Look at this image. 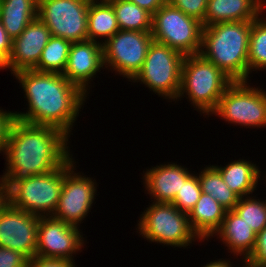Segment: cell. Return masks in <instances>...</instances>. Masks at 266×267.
Segmentation results:
<instances>
[{
  "instance_id": "9a60e30c",
  "label": "cell",
  "mask_w": 266,
  "mask_h": 267,
  "mask_svg": "<svg viewBox=\"0 0 266 267\" xmlns=\"http://www.w3.org/2000/svg\"><path fill=\"white\" fill-rule=\"evenodd\" d=\"M50 37V30L37 17L17 38L13 39L10 58L0 70L10 69L12 74L23 70H33Z\"/></svg>"
},
{
  "instance_id": "83f0119b",
  "label": "cell",
  "mask_w": 266,
  "mask_h": 267,
  "mask_svg": "<svg viewBox=\"0 0 266 267\" xmlns=\"http://www.w3.org/2000/svg\"><path fill=\"white\" fill-rule=\"evenodd\" d=\"M257 198L252 195L240 197L234 208L256 234L266 227V199L264 201Z\"/></svg>"
},
{
  "instance_id": "d6a6232c",
  "label": "cell",
  "mask_w": 266,
  "mask_h": 267,
  "mask_svg": "<svg viewBox=\"0 0 266 267\" xmlns=\"http://www.w3.org/2000/svg\"><path fill=\"white\" fill-rule=\"evenodd\" d=\"M14 120L15 113L13 111H7L0 108V153L3 152L2 155H4L9 130Z\"/></svg>"
},
{
  "instance_id": "5b68a950",
  "label": "cell",
  "mask_w": 266,
  "mask_h": 267,
  "mask_svg": "<svg viewBox=\"0 0 266 267\" xmlns=\"http://www.w3.org/2000/svg\"><path fill=\"white\" fill-rule=\"evenodd\" d=\"M138 222L137 232L149 242L184 249L196 240L202 242L193 231L188 214L179 211L172 203L152 202L142 212Z\"/></svg>"
},
{
  "instance_id": "8992f818",
  "label": "cell",
  "mask_w": 266,
  "mask_h": 267,
  "mask_svg": "<svg viewBox=\"0 0 266 267\" xmlns=\"http://www.w3.org/2000/svg\"><path fill=\"white\" fill-rule=\"evenodd\" d=\"M184 58L181 52L153 41L141 70L130 82L145 84L159 97L175 101L180 92Z\"/></svg>"
},
{
  "instance_id": "836d02e7",
  "label": "cell",
  "mask_w": 266,
  "mask_h": 267,
  "mask_svg": "<svg viewBox=\"0 0 266 267\" xmlns=\"http://www.w3.org/2000/svg\"><path fill=\"white\" fill-rule=\"evenodd\" d=\"M75 262L62 258H44L34 256L28 261V267H75Z\"/></svg>"
},
{
  "instance_id": "e0dca14e",
  "label": "cell",
  "mask_w": 266,
  "mask_h": 267,
  "mask_svg": "<svg viewBox=\"0 0 266 267\" xmlns=\"http://www.w3.org/2000/svg\"><path fill=\"white\" fill-rule=\"evenodd\" d=\"M189 171L188 168L175 162H167V164L146 168V171H143L142 179L151 201L155 203H171L182 188L183 182L192 174Z\"/></svg>"
},
{
  "instance_id": "277c9868",
  "label": "cell",
  "mask_w": 266,
  "mask_h": 267,
  "mask_svg": "<svg viewBox=\"0 0 266 267\" xmlns=\"http://www.w3.org/2000/svg\"><path fill=\"white\" fill-rule=\"evenodd\" d=\"M233 82L215 64L200 54L187 55L182 65L181 87L176 101H181L180 98L184 96L189 99L194 110L204 114V117H209L216 109L224 91Z\"/></svg>"
},
{
  "instance_id": "9c48e42d",
  "label": "cell",
  "mask_w": 266,
  "mask_h": 267,
  "mask_svg": "<svg viewBox=\"0 0 266 267\" xmlns=\"http://www.w3.org/2000/svg\"><path fill=\"white\" fill-rule=\"evenodd\" d=\"M63 182V165L28 179L15 182L8 189L9 204L38 216H52L58 205Z\"/></svg>"
},
{
  "instance_id": "4316f807",
  "label": "cell",
  "mask_w": 266,
  "mask_h": 267,
  "mask_svg": "<svg viewBox=\"0 0 266 267\" xmlns=\"http://www.w3.org/2000/svg\"><path fill=\"white\" fill-rule=\"evenodd\" d=\"M260 17L252 21L249 35L248 78L252 71L266 70V18Z\"/></svg>"
},
{
  "instance_id": "44dd1931",
  "label": "cell",
  "mask_w": 266,
  "mask_h": 267,
  "mask_svg": "<svg viewBox=\"0 0 266 267\" xmlns=\"http://www.w3.org/2000/svg\"><path fill=\"white\" fill-rule=\"evenodd\" d=\"M247 159L229 162L224 167L213 165L221 174L226 185L239 197H246L257 190L261 172L256 164Z\"/></svg>"
},
{
  "instance_id": "d590c367",
  "label": "cell",
  "mask_w": 266,
  "mask_h": 267,
  "mask_svg": "<svg viewBox=\"0 0 266 267\" xmlns=\"http://www.w3.org/2000/svg\"><path fill=\"white\" fill-rule=\"evenodd\" d=\"M137 4L140 8L147 10L152 15L163 6L167 0H128Z\"/></svg>"
},
{
  "instance_id": "8d00e7d4",
  "label": "cell",
  "mask_w": 266,
  "mask_h": 267,
  "mask_svg": "<svg viewBox=\"0 0 266 267\" xmlns=\"http://www.w3.org/2000/svg\"><path fill=\"white\" fill-rule=\"evenodd\" d=\"M9 204L8 188L0 179V212Z\"/></svg>"
},
{
  "instance_id": "8fae6325",
  "label": "cell",
  "mask_w": 266,
  "mask_h": 267,
  "mask_svg": "<svg viewBox=\"0 0 266 267\" xmlns=\"http://www.w3.org/2000/svg\"><path fill=\"white\" fill-rule=\"evenodd\" d=\"M152 42V32L119 30L102 44L104 67L131 81L141 70Z\"/></svg>"
},
{
  "instance_id": "7a4b0ae2",
  "label": "cell",
  "mask_w": 266,
  "mask_h": 267,
  "mask_svg": "<svg viewBox=\"0 0 266 267\" xmlns=\"http://www.w3.org/2000/svg\"><path fill=\"white\" fill-rule=\"evenodd\" d=\"M13 77L20 83L28 102L27 112L14 111L15 119L55 127L70 137L87 95L59 73L23 70Z\"/></svg>"
},
{
  "instance_id": "d6986e66",
  "label": "cell",
  "mask_w": 266,
  "mask_h": 267,
  "mask_svg": "<svg viewBox=\"0 0 266 267\" xmlns=\"http://www.w3.org/2000/svg\"><path fill=\"white\" fill-rule=\"evenodd\" d=\"M235 257L244 262L253 252L257 234L234 210L226 211L220 228L214 233ZM242 256V257H241Z\"/></svg>"
},
{
  "instance_id": "f546056e",
  "label": "cell",
  "mask_w": 266,
  "mask_h": 267,
  "mask_svg": "<svg viewBox=\"0 0 266 267\" xmlns=\"http://www.w3.org/2000/svg\"><path fill=\"white\" fill-rule=\"evenodd\" d=\"M186 15L203 23L208 0H167Z\"/></svg>"
},
{
  "instance_id": "7402d4cb",
  "label": "cell",
  "mask_w": 266,
  "mask_h": 267,
  "mask_svg": "<svg viewBox=\"0 0 266 267\" xmlns=\"http://www.w3.org/2000/svg\"><path fill=\"white\" fill-rule=\"evenodd\" d=\"M37 17L38 0H0V20L12 39Z\"/></svg>"
},
{
  "instance_id": "603a6c76",
  "label": "cell",
  "mask_w": 266,
  "mask_h": 267,
  "mask_svg": "<svg viewBox=\"0 0 266 267\" xmlns=\"http://www.w3.org/2000/svg\"><path fill=\"white\" fill-rule=\"evenodd\" d=\"M118 31L112 5L107 0H91L87 18L88 40L103 44Z\"/></svg>"
},
{
  "instance_id": "30bf717a",
  "label": "cell",
  "mask_w": 266,
  "mask_h": 267,
  "mask_svg": "<svg viewBox=\"0 0 266 267\" xmlns=\"http://www.w3.org/2000/svg\"><path fill=\"white\" fill-rule=\"evenodd\" d=\"M75 164V165H74ZM74 157H70L63 164V182L58 205L54 218L62 220L65 224L79 227L78 225L91 211L95 196L97 195V182L94 178L77 173ZM80 223V224H79Z\"/></svg>"
},
{
  "instance_id": "4fadbf2b",
  "label": "cell",
  "mask_w": 266,
  "mask_h": 267,
  "mask_svg": "<svg viewBox=\"0 0 266 267\" xmlns=\"http://www.w3.org/2000/svg\"><path fill=\"white\" fill-rule=\"evenodd\" d=\"M80 231L79 227L65 224L53 216H41L35 256L62 258L74 262V255L82 251L86 242Z\"/></svg>"
},
{
  "instance_id": "4dcf8cb0",
  "label": "cell",
  "mask_w": 266,
  "mask_h": 267,
  "mask_svg": "<svg viewBox=\"0 0 266 267\" xmlns=\"http://www.w3.org/2000/svg\"><path fill=\"white\" fill-rule=\"evenodd\" d=\"M243 263L246 267H266V227L257 234L255 248Z\"/></svg>"
},
{
  "instance_id": "ac0fdd59",
  "label": "cell",
  "mask_w": 266,
  "mask_h": 267,
  "mask_svg": "<svg viewBox=\"0 0 266 267\" xmlns=\"http://www.w3.org/2000/svg\"><path fill=\"white\" fill-rule=\"evenodd\" d=\"M265 9V0H208L202 26L222 22L254 21Z\"/></svg>"
},
{
  "instance_id": "484cf974",
  "label": "cell",
  "mask_w": 266,
  "mask_h": 267,
  "mask_svg": "<svg viewBox=\"0 0 266 267\" xmlns=\"http://www.w3.org/2000/svg\"><path fill=\"white\" fill-rule=\"evenodd\" d=\"M71 44L70 41L61 37L51 36L42 51L38 64L33 70L63 74L67 65Z\"/></svg>"
},
{
  "instance_id": "3957f363",
  "label": "cell",
  "mask_w": 266,
  "mask_h": 267,
  "mask_svg": "<svg viewBox=\"0 0 266 267\" xmlns=\"http://www.w3.org/2000/svg\"><path fill=\"white\" fill-rule=\"evenodd\" d=\"M251 25L252 21H235L203 27L199 54L233 81H248Z\"/></svg>"
},
{
  "instance_id": "e575fe53",
  "label": "cell",
  "mask_w": 266,
  "mask_h": 267,
  "mask_svg": "<svg viewBox=\"0 0 266 267\" xmlns=\"http://www.w3.org/2000/svg\"><path fill=\"white\" fill-rule=\"evenodd\" d=\"M13 39L8 35L0 20V68L10 58Z\"/></svg>"
},
{
  "instance_id": "2e32d148",
  "label": "cell",
  "mask_w": 266,
  "mask_h": 267,
  "mask_svg": "<svg viewBox=\"0 0 266 267\" xmlns=\"http://www.w3.org/2000/svg\"><path fill=\"white\" fill-rule=\"evenodd\" d=\"M100 69H105L102 44L84 40L71 44L67 65L62 75L88 95L91 88L89 84Z\"/></svg>"
},
{
  "instance_id": "7c38bea8",
  "label": "cell",
  "mask_w": 266,
  "mask_h": 267,
  "mask_svg": "<svg viewBox=\"0 0 266 267\" xmlns=\"http://www.w3.org/2000/svg\"><path fill=\"white\" fill-rule=\"evenodd\" d=\"M91 0H38V18L51 36L71 43L88 40L87 18Z\"/></svg>"
},
{
  "instance_id": "ffe728a7",
  "label": "cell",
  "mask_w": 266,
  "mask_h": 267,
  "mask_svg": "<svg viewBox=\"0 0 266 267\" xmlns=\"http://www.w3.org/2000/svg\"><path fill=\"white\" fill-rule=\"evenodd\" d=\"M222 207L210 195L202 193L196 205L188 213L189 223L193 231L204 242L214 238L226 214Z\"/></svg>"
},
{
  "instance_id": "ba28073f",
  "label": "cell",
  "mask_w": 266,
  "mask_h": 267,
  "mask_svg": "<svg viewBox=\"0 0 266 267\" xmlns=\"http://www.w3.org/2000/svg\"><path fill=\"white\" fill-rule=\"evenodd\" d=\"M249 81H234L210 114L246 128L266 127V91Z\"/></svg>"
},
{
  "instance_id": "d4e9b609",
  "label": "cell",
  "mask_w": 266,
  "mask_h": 267,
  "mask_svg": "<svg viewBox=\"0 0 266 267\" xmlns=\"http://www.w3.org/2000/svg\"><path fill=\"white\" fill-rule=\"evenodd\" d=\"M202 193L210 195L227 211L234 210L239 196L224 182L220 172L213 166H205L198 175Z\"/></svg>"
},
{
  "instance_id": "52a82bcc",
  "label": "cell",
  "mask_w": 266,
  "mask_h": 267,
  "mask_svg": "<svg viewBox=\"0 0 266 267\" xmlns=\"http://www.w3.org/2000/svg\"><path fill=\"white\" fill-rule=\"evenodd\" d=\"M202 29L200 21L186 15L168 1L153 14V41L167 45L185 56L200 53Z\"/></svg>"
},
{
  "instance_id": "1f68e13d",
  "label": "cell",
  "mask_w": 266,
  "mask_h": 267,
  "mask_svg": "<svg viewBox=\"0 0 266 267\" xmlns=\"http://www.w3.org/2000/svg\"><path fill=\"white\" fill-rule=\"evenodd\" d=\"M28 261L21 252L0 247V267H28Z\"/></svg>"
},
{
  "instance_id": "5bb4252c",
  "label": "cell",
  "mask_w": 266,
  "mask_h": 267,
  "mask_svg": "<svg viewBox=\"0 0 266 267\" xmlns=\"http://www.w3.org/2000/svg\"><path fill=\"white\" fill-rule=\"evenodd\" d=\"M39 218L8 204L0 212V247L21 252L32 259L36 253Z\"/></svg>"
},
{
  "instance_id": "cb8c5ba5",
  "label": "cell",
  "mask_w": 266,
  "mask_h": 267,
  "mask_svg": "<svg viewBox=\"0 0 266 267\" xmlns=\"http://www.w3.org/2000/svg\"><path fill=\"white\" fill-rule=\"evenodd\" d=\"M113 7L119 30L152 32L153 15L128 0H107Z\"/></svg>"
},
{
  "instance_id": "6da1fadb",
  "label": "cell",
  "mask_w": 266,
  "mask_h": 267,
  "mask_svg": "<svg viewBox=\"0 0 266 267\" xmlns=\"http://www.w3.org/2000/svg\"><path fill=\"white\" fill-rule=\"evenodd\" d=\"M69 136L51 126L33 125L15 119L9 130L0 179L9 189L15 182L52 172L71 156Z\"/></svg>"
},
{
  "instance_id": "74e56055",
  "label": "cell",
  "mask_w": 266,
  "mask_h": 267,
  "mask_svg": "<svg viewBox=\"0 0 266 267\" xmlns=\"http://www.w3.org/2000/svg\"><path fill=\"white\" fill-rule=\"evenodd\" d=\"M222 259L210 261V263H206L203 267H234L230 260Z\"/></svg>"
},
{
  "instance_id": "f1b7e54d",
  "label": "cell",
  "mask_w": 266,
  "mask_h": 267,
  "mask_svg": "<svg viewBox=\"0 0 266 267\" xmlns=\"http://www.w3.org/2000/svg\"><path fill=\"white\" fill-rule=\"evenodd\" d=\"M202 194L201 184L198 178V173H192L185 182L182 188L176 194L174 200L171 202L178 208L179 211L189 213L196 205Z\"/></svg>"
}]
</instances>
